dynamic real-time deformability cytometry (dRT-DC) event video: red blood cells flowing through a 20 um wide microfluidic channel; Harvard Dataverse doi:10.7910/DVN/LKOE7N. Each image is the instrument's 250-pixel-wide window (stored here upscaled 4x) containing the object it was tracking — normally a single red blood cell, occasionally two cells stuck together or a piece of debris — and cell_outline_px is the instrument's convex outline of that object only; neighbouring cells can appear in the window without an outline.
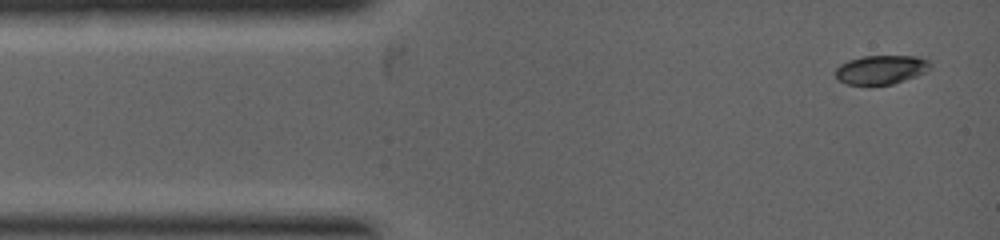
{"species": "common noctule bat (a hibernating species)", "species_latin": "Nyctalus noctula", "temperature_condition": "warm", "stored_images_in_passage": 6, "camera_frame_rate_fps": 5000, "um_per_image_px": 0.085, "animal": {"sex": "female", "body_mass_g": 19.0, "forearm_length_mm": 53.3}, "frame": {"image": 1, "passage_image": 1, "time_ms": 0.0, "image_size_px": [1000, 240], "cell_outline_px": [[932, 64], [924, 72], [916, 76], [892, 84], [848, 84], [836, 80], [832, 72], [840, 64], [848, 60], [864, 56], [916, 56], [928, 60]], "centroid_in_image_um": [74.82, 5.91], "position_along_channel_um": 10.2, "area_um2": 16.01}}
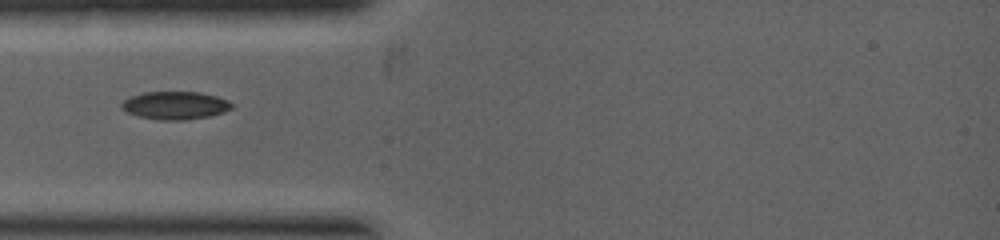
{"frame": {"image": 2, "passage_image": 4, "time_ms": 1.8, "image_size_px": [1000, 240], "cell_outline_px": [[232, 108], [224, 112], [212, 116], [184, 120], [160, 120], [140, 116], [128, 112], [120, 108], [120, 104], [128, 96], [144, 92], [200, 92], [216, 96], [228, 100], [232, 104]], "centroid_in_image_um": [14.88, 8.95], "position_along_channel_um": 70.1, "area_um2": 18.03}}
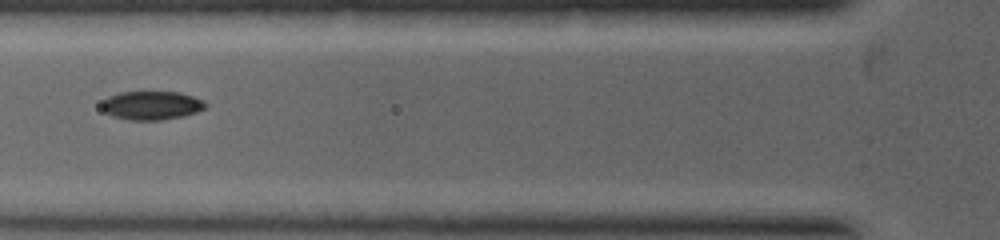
{"frame": {"image": 3, "passage_image": 5, "time_ms": 2.4, "image_size_px": [1000, 240], "cell_outline_px": [[208, 104], [204, 108], [196, 112], [184, 116], [160, 120], [128, 120], [112, 116], [104, 112], [100, 108], [100, 104], [108, 96], [120, 92], [180, 92], [204, 100]], "centroid_in_image_um": [12.86, 8.96], "position_along_channel_um": 112.9, "area_um2": 17.51}}